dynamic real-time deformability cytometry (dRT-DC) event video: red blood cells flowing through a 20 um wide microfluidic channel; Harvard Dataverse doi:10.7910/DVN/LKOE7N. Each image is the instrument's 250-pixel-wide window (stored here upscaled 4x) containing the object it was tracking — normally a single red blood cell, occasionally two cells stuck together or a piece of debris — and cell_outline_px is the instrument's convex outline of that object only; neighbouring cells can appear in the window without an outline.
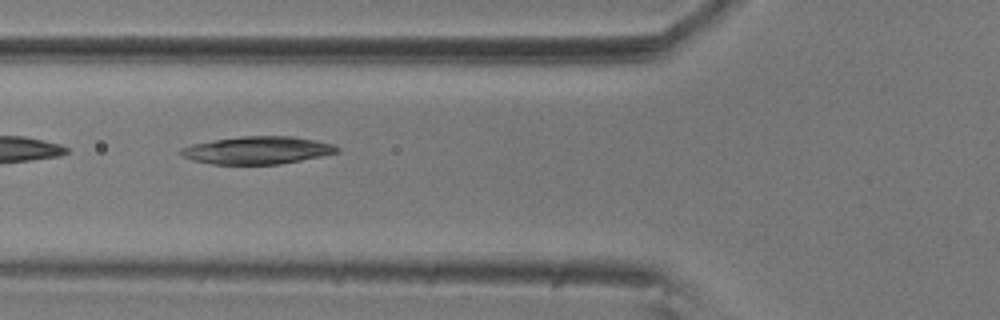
{"species": "common noctule bat (a hibernating species)", "species_latin": "Nyctalus noctula", "temperature_condition": "room temperature", "stored_images_in_passage": 38, "camera_frame_rate_fps": 3000, "um_per_image_px": 0.085, "animal": {"sex": "male", "body_mass_g": 20.5, "forearm_length_mm": 52.5}, "frame": {"image": 1, "passage_image": 4, "time_ms": 1.0, "image_size_px": [1000, 320], "cell_outline_px": [[340, 152], [280, 164], [212, 164], [192, 160], [184, 156], [180, 152], [180, 148], [192, 144], [240, 136], [292, 136], [332, 144], [340, 148]], "centroid_in_image_um": [21.87, 12.77], "position_along_channel_um": 103.9, "area_um2": 24.85}, "authors_computed_cell_mechanics": {"area_um2": 24.0737, "velocity_mm_per_s": 3.5558, "shape_relaxation_time_tau1_ms": 11.1201, "shape_relaxation_time_tau2_ms": 9.5016, "deformation_change_tau1": 0.2218, "deformation_change_tau2": 0.1129}}